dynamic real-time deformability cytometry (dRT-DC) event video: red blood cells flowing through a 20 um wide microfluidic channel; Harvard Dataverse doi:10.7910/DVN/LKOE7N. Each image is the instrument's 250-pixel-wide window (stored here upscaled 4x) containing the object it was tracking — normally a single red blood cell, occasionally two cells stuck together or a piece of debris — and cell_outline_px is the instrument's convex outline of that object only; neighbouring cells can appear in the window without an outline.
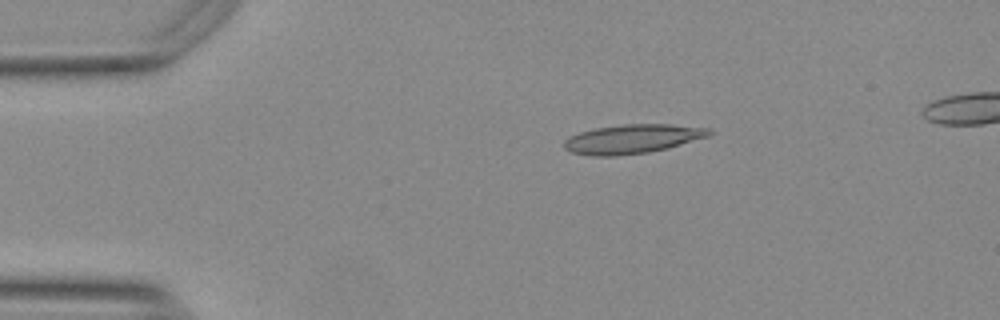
{"species": "Egyptian fruit bat (a non-hibernating species)", "species_latin": "Rousettus aegyptiacus", "temperature_condition": "warm", "stored_images_in_passage": 42, "camera_frame_rate_fps": 3000, "um_per_image_px": 0.085, "animal": {"sex": "female"}, "frame": {"image": 1, "passage_image": 1, "time_ms": 0.0, "image_size_px": [1000, 320], "cell_outline_px": [[712, 132], [708, 136], [668, 148], [648, 152], [616, 156], [596, 156], [572, 152], [564, 148], [564, 140], [580, 132], [596, 128], [624, 124], [672, 124], [708, 128]], "centroid_in_image_um": [53.76, 11.81], "position_along_channel_um": 31.2, "area_um2": 24.33}}
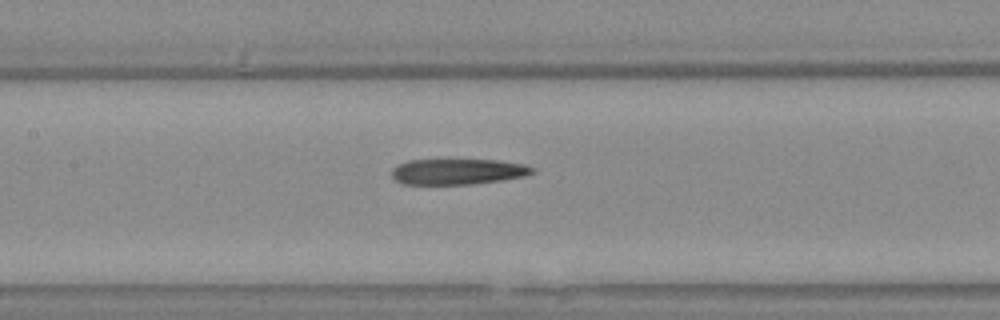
{"frame": {"image": 2, "passage_image": 16, "time_ms": 5.0, "image_size_px": [1000, 320], "cell_outline_px": [[536, 172], [524, 176], [500, 180], [468, 184], [404, 184], [396, 180], [392, 176], [392, 168], [408, 160], [496, 160], [524, 164], [536, 168]], "centroid_in_image_um": [38.93, 14.58], "position_along_channel_um": 168.5, "area_um2": 20.92}}
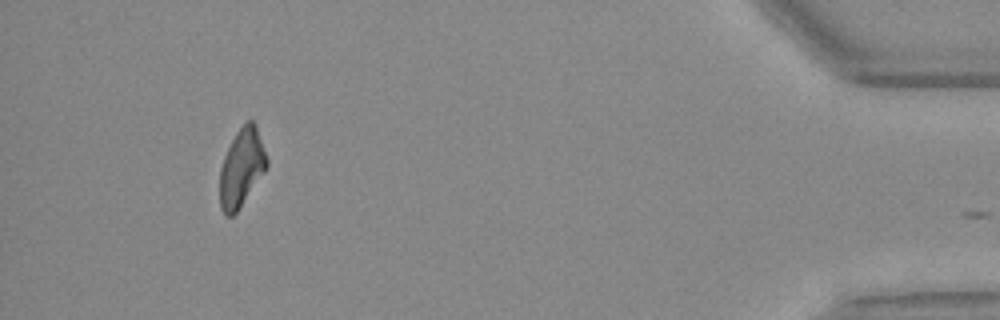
{"frame": {"image": 3, "passage_image": 41, "time_ms": 13.333, "image_size_px": [1000, 320], "cell_outline_px": [[268, 168], [236, 212], [232, 216], [224, 216], [220, 208], [220, 168], [224, 156], [236, 132], [244, 120], [252, 120], [256, 124], [268, 160]], "centroid_in_image_um": [20.54, 14.24], "position_along_channel_um": 414.7, "area_um2": 21.5}, "authors_computed_cell_mechanics": {"area_um2": 22.5709, "velocity_mm_per_s": 3.7563, "shape_relaxation_time_tau1_ms": null, "shape_relaxation_time_tau2_ms": 5.271, "deformation_change_tau1": null, "deformation_change_tau2": 0.1938}}